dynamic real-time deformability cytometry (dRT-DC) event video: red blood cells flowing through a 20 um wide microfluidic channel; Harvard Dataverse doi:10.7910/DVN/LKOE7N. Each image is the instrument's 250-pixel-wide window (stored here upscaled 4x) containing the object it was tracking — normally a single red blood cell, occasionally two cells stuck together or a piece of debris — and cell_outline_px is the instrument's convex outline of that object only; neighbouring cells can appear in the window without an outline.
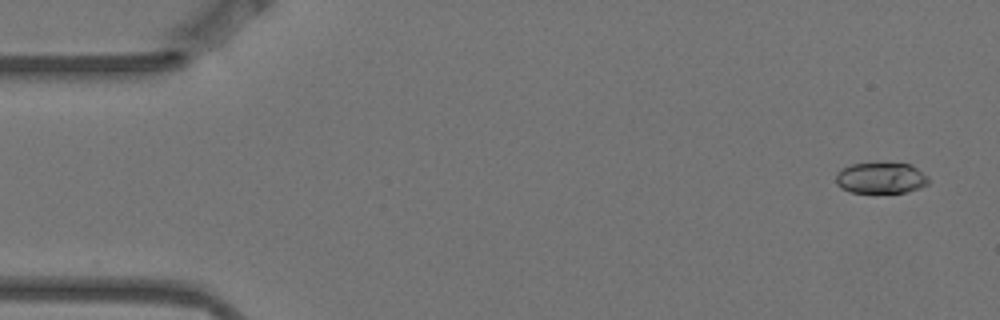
{"species": "Egyptian fruit bat (a non-hibernating species)", "species_latin": "Rousettus aegyptiacus", "temperature_condition": "warm", "stored_images_in_passage": 4, "camera_frame_rate_fps": 3000, "um_per_image_px": 0.085, "animal": {"sex": "female"}, "frame": {"image": 1, "passage_image": 1, "time_ms": 0.0, "image_size_px": [1000, 320], "cell_outline_px": [[928, 184], [920, 188], [904, 192], [852, 192], [840, 188], [836, 184], [836, 172], [840, 168], [852, 164], [876, 160], [888, 160], [912, 164], [928, 176]], "centroid_in_image_um": [74.86, 15.05], "position_along_channel_um": 10.1, "area_um2": 17.69}}
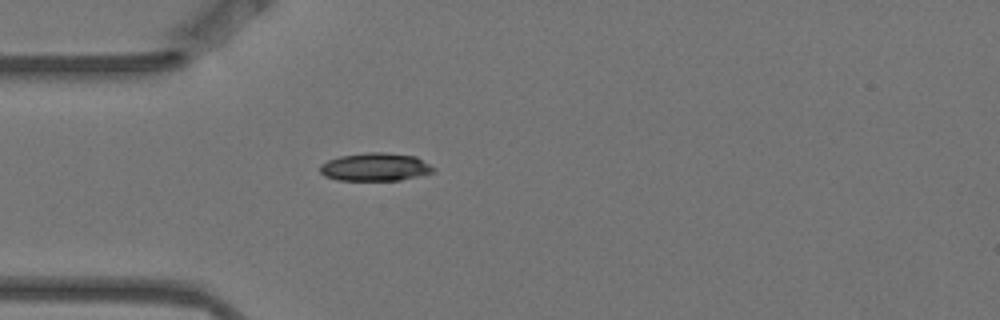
{"frame": {"image": 2, "passage_image": 4, "time_ms": 1.0, "image_size_px": [1000, 320], "cell_outline_px": [[436, 172], [400, 180], [336, 180], [324, 176], [320, 172], [320, 164], [328, 160], [340, 156], [368, 152], [384, 152], [416, 156], [436, 168]], "centroid_in_image_um": [31.91, 14.19], "position_along_channel_um": 53.1, "area_um2": 18.67}}